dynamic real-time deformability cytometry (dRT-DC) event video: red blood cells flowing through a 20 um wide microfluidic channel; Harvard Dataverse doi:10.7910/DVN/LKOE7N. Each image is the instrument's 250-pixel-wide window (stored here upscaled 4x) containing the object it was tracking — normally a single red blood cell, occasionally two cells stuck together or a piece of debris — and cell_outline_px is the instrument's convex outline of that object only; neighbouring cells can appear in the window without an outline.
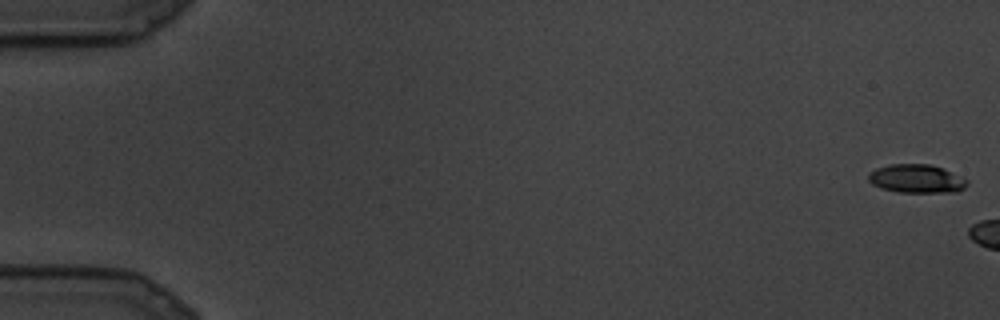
{"species": "common noctule bat (a hibernating species)", "species_latin": "Nyctalus noctula", "temperature_condition": "cold", "stored_images_in_passage": 4, "camera_frame_rate_fps": 3000, "um_per_image_px": 0.085, "animal": {"sex": "male", "body_mass_g": 19.5, "forearm_length_mm": 54.6}, "frame": {"image": 1, "passage_image": 1, "time_ms": 0.0, "image_size_px": [1000, 320], "cell_outline_px": [[968, 184], [964, 188], [956, 192], [900, 192], [880, 188], [872, 184], [868, 180], [868, 176], [876, 168], [888, 164], [928, 164], [944, 168], [968, 180]], "centroid_in_image_um": [77.91, 15.19], "position_along_channel_um": 7.1, "area_um2": 16.42}}